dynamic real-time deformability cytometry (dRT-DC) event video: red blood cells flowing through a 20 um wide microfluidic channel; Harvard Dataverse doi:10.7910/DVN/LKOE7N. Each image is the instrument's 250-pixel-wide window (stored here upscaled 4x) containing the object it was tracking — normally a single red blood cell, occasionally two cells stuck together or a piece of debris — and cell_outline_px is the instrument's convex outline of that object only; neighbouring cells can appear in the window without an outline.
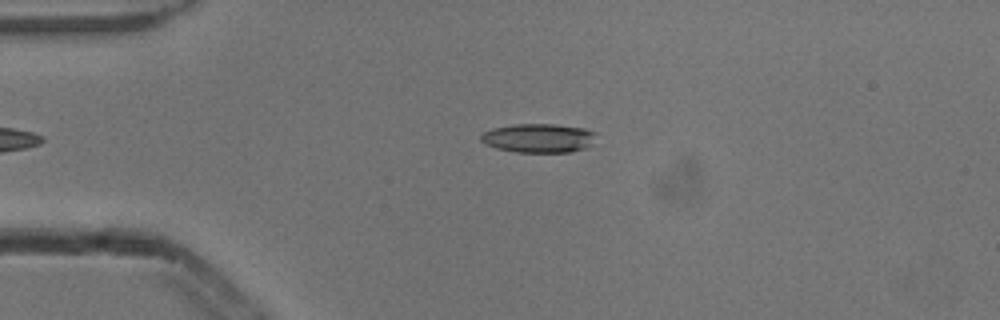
{"species": "common noctule bat (a hibernating species)", "species_latin": "Nyctalus noctula", "temperature_condition": "cold", "stored_images_in_passage": 3, "camera_frame_rate_fps": 3000, "um_per_image_px": 0.085, "animal": {"sex": "male", "body_mass_g": 13.3}, "frame": {"image": 1, "passage_image": 1, "time_ms": 0.0, "image_size_px": [1000, 320], "cell_outline_px": [[596, 132], [588, 144], [584, 148], [568, 152], [516, 152], [496, 148], [484, 144], [480, 140], [480, 136], [484, 132], [492, 128], [512, 124], [556, 124], [584, 128]], "centroid_in_image_um": [45.7, 11.72], "position_along_channel_um": 39.3, "area_um2": 19.31}}
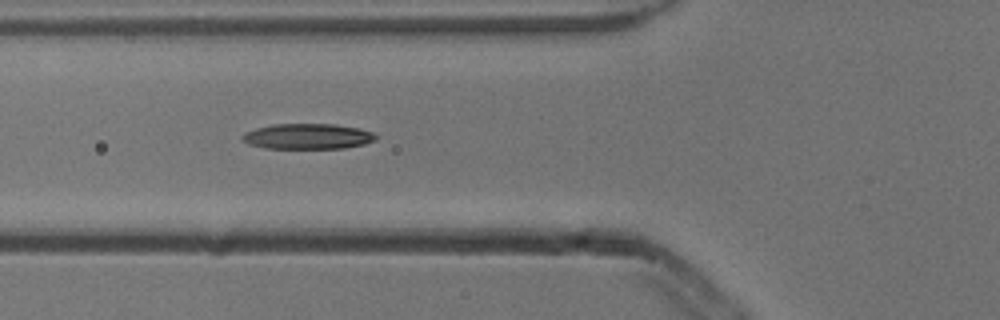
{"frame": {"image": 2, "passage_image": 3, "time_ms": 0.667, "image_size_px": [1000, 320], "cell_outline_px": [[380, 136], [376, 140], [364, 144], [344, 148], [264, 148], [248, 144], [240, 136], [244, 132], [256, 128], [272, 124], [336, 124], [360, 128], [372, 132]], "centroid_in_image_um": [26.18, 11.58], "position_along_channel_um": 99.6, "area_um2": 20.0}}